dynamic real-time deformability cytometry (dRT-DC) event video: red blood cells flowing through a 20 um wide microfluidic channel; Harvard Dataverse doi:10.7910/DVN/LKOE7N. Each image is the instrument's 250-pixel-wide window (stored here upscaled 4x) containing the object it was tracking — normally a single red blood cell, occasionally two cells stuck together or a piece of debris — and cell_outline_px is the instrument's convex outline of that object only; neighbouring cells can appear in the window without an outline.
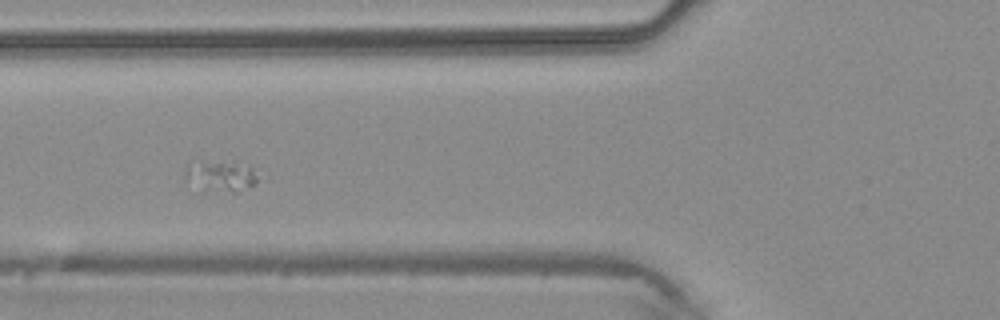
{"species": "common noctule bat (a hibernating species)", "species_latin": "Nyctalus noctula", "temperature_condition": "warm", "stored_images_in_passage": 42, "segment_of_instrument_passage": [2, 2], "camera_frame_rate_fps": 3000, "um_per_image_px": 0.085, "animal": {"sex": "male", "body_mass_g": 20.4}, "frame": {"image": 1, "passage_image": 13, "time_ms": 4.0, "image_size_px": [1000, 320], "cell_outline_px": [[260, 176], [256, 184], [236, 192], [232, 192], [204, 188], [184, 176], [184, 168], [188, 164], [232, 164], [252, 168]], "centroid_in_image_um": [18.85, 15.0], "position_along_channel_um": 106.9, "area_um2": 11.79}}
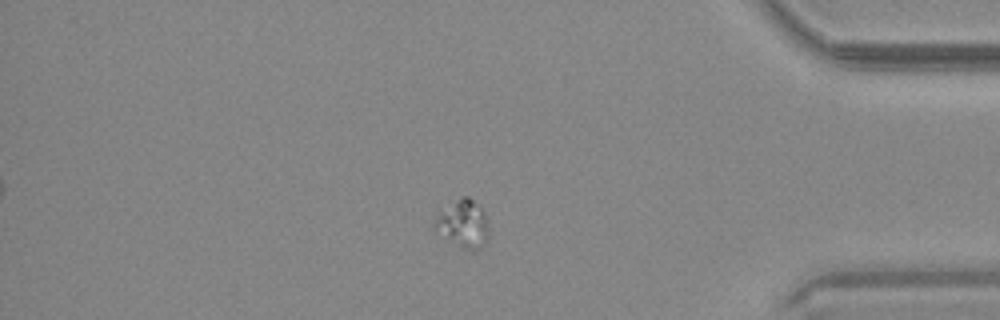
{"frame": {"image": 2, "passage_image": 34, "time_ms": 11.0, "image_size_px": [1000, 320], "cell_outline_px": [[488, 240], [480, 248], [460, 248], [432, 228], [432, 224], [436, 216], [440, 212], [464, 196], [468, 196], [484, 212], [488, 228]], "centroid_in_image_um": [39.35, 19.05], "position_along_channel_um": 395.9, "area_um2": 14.57}}
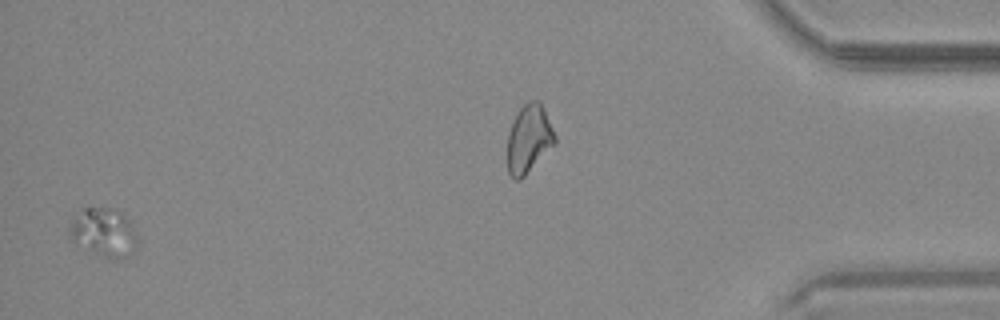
{"frame": {"image": 3, "passage_image": 40, "time_ms": 13.0, "image_size_px": [1000, 320], "cell_outline_px": [[136, 252], [120, 260], [108, 260], [72, 240], [68, 236], [68, 228], [80, 208], [112, 208], [124, 212], [136, 236]], "centroid_in_image_um": [8.83, 19.77], "position_along_channel_um": 426.4, "area_um2": 19.42}}